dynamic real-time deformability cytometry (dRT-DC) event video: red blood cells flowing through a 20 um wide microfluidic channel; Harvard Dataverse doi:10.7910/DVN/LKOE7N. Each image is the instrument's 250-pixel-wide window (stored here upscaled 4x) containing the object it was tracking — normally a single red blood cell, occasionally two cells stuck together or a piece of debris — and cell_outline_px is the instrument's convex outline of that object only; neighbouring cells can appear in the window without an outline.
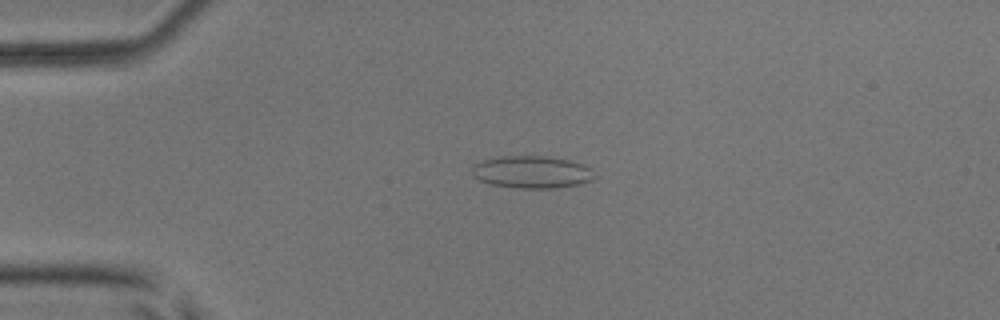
{"species": "common noctule bat (a hibernating species)", "species_latin": "Nyctalus noctula", "temperature_condition": "room temperature", "stored_images_in_passage": 4, "camera_frame_rate_fps": 3000, "um_per_image_px": 0.085, "animal": {"sex": "male", "body_mass_g": 17.9, "forearm_length_mm": 54.2}, "frame": {"image": 1, "passage_image": 2, "time_ms": 1.333, "image_size_px": [1000, 320], "cell_outline_px": [[596, 176], [592, 180], [580, 184], [556, 188], [516, 188], [492, 184], [480, 180], [472, 176], [472, 168], [476, 164], [484, 160], [500, 156], [548, 156], [568, 160], [584, 164], [592, 168]], "centroid_in_image_um": [45.25, 14.62], "position_along_channel_um": 39.7, "area_um2": 23.18}}
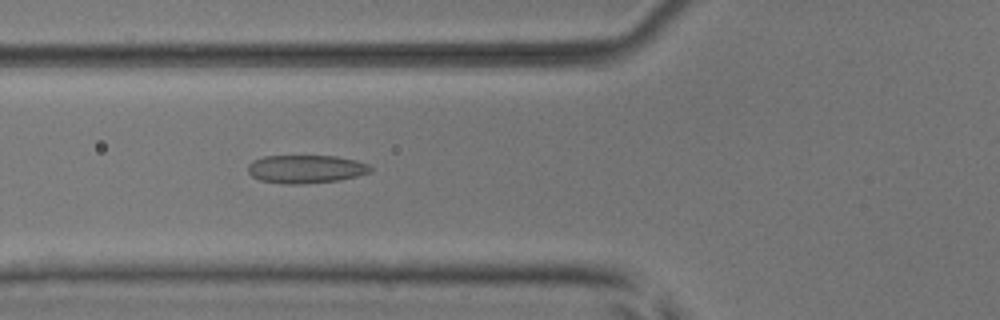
{"frame": {"image": 2, "passage_image": 4, "time_ms": 3.667, "image_size_px": [1000, 320], "cell_outline_px": [[372, 172], [340, 180], [300, 184], [284, 184], [260, 180], [252, 176], [248, 172], [248, 164], [252, 160], [264, 156], [336, 156], [356, 160], [368, 164], [372, 168]], "centroid_in_image_um": [25.99, 14.37], "position_along_channel_um": 99.8, "area_um2": 20.23}}